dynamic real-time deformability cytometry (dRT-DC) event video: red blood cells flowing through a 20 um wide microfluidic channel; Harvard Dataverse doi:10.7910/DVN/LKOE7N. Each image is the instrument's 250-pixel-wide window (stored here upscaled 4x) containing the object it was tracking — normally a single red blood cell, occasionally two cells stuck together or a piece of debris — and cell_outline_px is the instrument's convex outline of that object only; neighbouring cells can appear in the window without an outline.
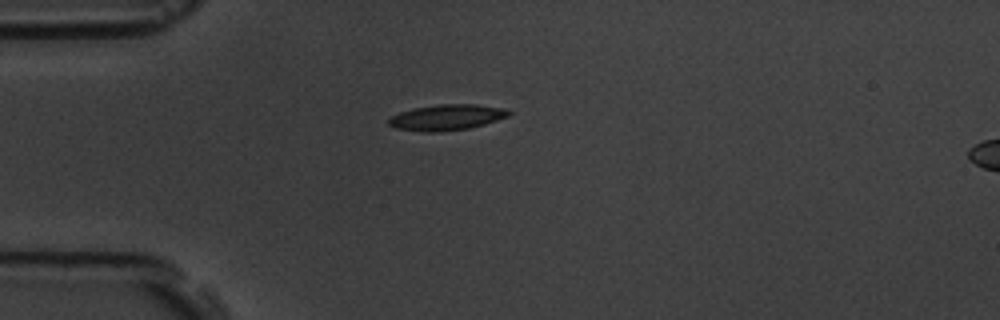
{"species": "common noctule bat (a hibernating species)", "species_latin": "Nyctalus noctula", "temperature_condition": "room temperature", "stored_images_in_passage": 6, "camera_frame_rate_fps": 3000, "um_per_image_px": 0.085, "animal": {"sex": "male", "body_mass_g": 19.5, "forearm_length_mm": 54.6}, "frame": {"image": 1, "passage_image": 1, "time_ms": 0.0, "image_size_px": [1000, 320], "cell_outline_px": [[512, 112], [508, 116], [484, 124], [468, 128], [440, 132], [424, 132], [396, 128], [388, 124], [388, 116], [412, 108], [440, 104], [476, 104], [504, 108]], "centroid_in_image_um": [37.93, 9.97], "position_along_channel_um": 47.1, "area_um2": 18.09}}
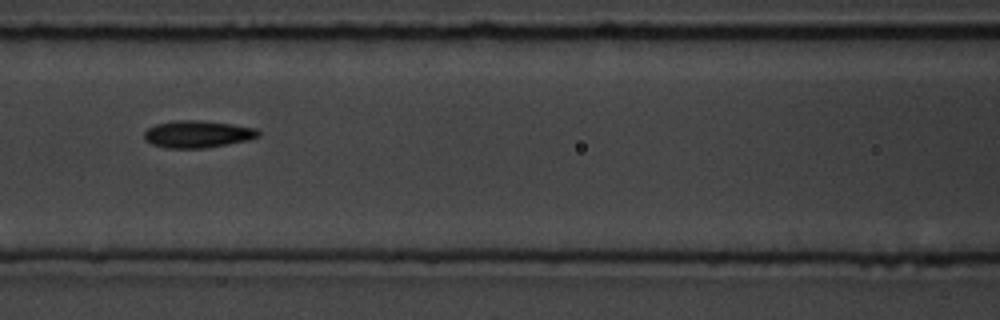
{"frame": {"image": 2, "passage_image": 4, "time_ms": 3.333, "image_size_px": [1000, 320], "cell_outline_px": [[260, 136], [248, 140], [228, 144], [204, 148], [168, 148], [152, 144], [144, 140], [144, 132], [148, 128], [156, 124], [176, 120], [200, 120], [232, 124], [256, 128], [260, 132]], "centroid_in_image_um": [16.8, 11.4], "position_along_channel_um": 149.8, "area_um2": 18.09}}
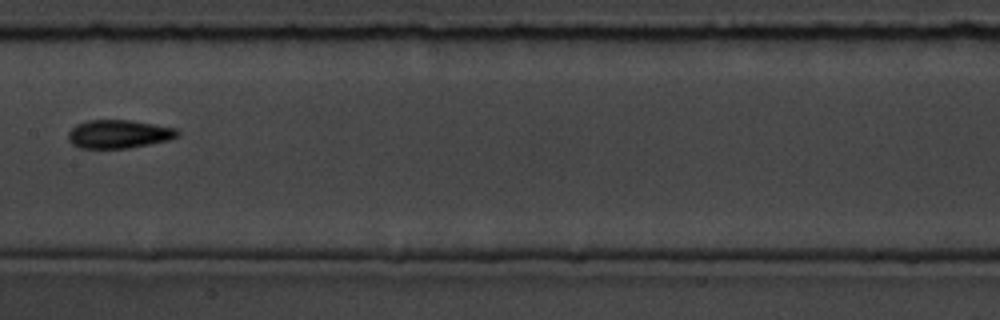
{"frame": {"image": 3, "passage_image": 5, "time_ms": 4.667, "image_size_px": [1000, 320], "cell_outline_px": [[180, 136], [168, 140], [128, 148], [80, 148], [72, 144], [68, 140], [68, 132], [76, 124], [88, 120], [132, 120], [176, 128], [180, 132]], "centroid_in_image_um": [10.09, 11.39], "position_along_channel_um": 197.3, "area_um2": 18.15}}